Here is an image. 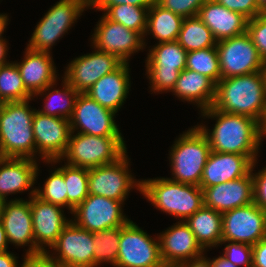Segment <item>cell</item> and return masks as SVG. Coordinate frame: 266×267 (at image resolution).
<instances>
[{
	"label": "cell",
	"mask_w": 266,
	"mask_h": 267,
	"mask_svg": "<svg viewBox=\"0 0 266 267\" xmlns=\"http://www.w3.org/2000/svg\"><path fill=\"white\" fill-rule=\"evenodd\" d=\"M201 116L216 120L211 132L205 124L197 125L206 135L211 151L245 155L253 162L257 161L263 141L262 125L257 120L246 115L224 113L213 107L201 111Z\"/></svg>",
	"instance_id": "cell-1"
},
{
	"label": "cell",
	"mask_w": 266,
	"mask_h": 267,
	"mask_svg": "<svg viewBox=\"0 0 266 267\" xmlns=\"http://www.w3.org/2000/svg\"><path fill=\"white\" fill-rule=\"evenodd\" d=\"M212 107L224 113L252 117L263 125L266 120V69L220 79Z\"/></svg>",
	"instance_id": "cell-2"
},
{
	"label": "cell",
	"mask_w": 266,
	"mask_h": 267,
	"mask_svg": "<svg viewBox=\"0 0 266 267\" xmlns=\"http://www.w3.org/2000/svg\"><path fill=\"white\" fill-rule=\"evenodd\" d=\"M30 101L4 102L0 112V157L36 160L32 128L36 109Z\"/></svg>",
	"instance_id": "cell-3"
},
{
	"label": "cell",
	"mask_w": 266,
	"mask_h": 267,
	"mask_svg": "<svg viewBox=\"0 0 266 267\" xmlns=\"http://www.w3.org/2000/svg\"><path fill=\"white\" fill-rule=\"evenodd\" d=\"M140 193L161 212L185 221L204 205L203 190L170 178L141 179Z\"/></svg>",
	"instance_id": "cell-4"
},
{
	"label": "cell",
	"mask_w": 266,
	"mask_h": 267,
	"mask_svg": "<svg viewBox=\"0 0 266 267\" xmlns=\"http://www.w3.org/2000/svg\"><path fill=\"white\" fill-rule=\"evenodd\" d=\"M169 153L173 181L200 186L203 169L211 152L209 141L196 125L176 138Z\"/></svg>",
	"instance_id": "cell-5"
},
{
	"label": "cell",
	"mask_w": 266,
	"mask_h": 267,
	"mask_svg": "<svg viewBox=\"0 0 266 267\" xmlns=\"http://www.w3.org/2000/svg\"><path fill=\"white\" fill-rule=\"evenodd\" d=\"M123 139L71 132L61 160L66 159V164L86 169L114 163L127 152Z\"/></svg>",
	"instance_id": "cell-6"
},
{
	"label": "cell",
	"mask_w": 266,
	"mask_h": 267,
	"mask_svg": "<svg viewBox=\"0 0 266 267\" xmlns=\"http://www.w3.org/2000/svg\"><path fill=\"white\" fill-rule=\"evenodd\" d=\"M90 0H59L35 26L27 48L33 51L51 52L55 43L70 30Z\"/></svg>",
	"instance_id": "cell-7"
},
{
	"label": "cell",
	"mask_w": 266,
	"mask_h": 267,
	"mask_svg": "<svg viewBox=\"0 0 266 267\" xmlns=\"http://www.w3.org/2000/svg\"><path fill=\"white\" fill-rule=\"evenodd\" d=\"M186 59L187 51L177 40L157 43L149 49L145 69L150 90L159 94L171 92L180 72L186 69Z\"/></svg>",
	"instance_id": "cell-8"
},
{
	"label": "cell",
	"mask_w": 266,
	"mask_h": 267,
	"mask_svg": "<svg viewBox=\"0 0 266 267\" xmlns=\"http://www.w3.org/2000/svg\"><path fill=\"white\" fill-rule=\"evenodd\" d=\"M131 219L120 227L119 252L114 267H160L159 237L153 238Z\"/></svg>",
	"instance_id": "cell-9"
},
{
	"label": "cell",
	"mask_w": 266,
	"mask_h": 267,
	"mask_svg": "<svg viewBox=\"0 0 266 267\" xmlns=\"http://www.w3.org/2000/svg\"><path fill=\"white\" fill-rule=\"evenodd\" d=\"M129 165L126 152L114 163L88 169L89 194L124 203L132 188L141 191V181L133 177L131 171H129Z\"/></svg>",
	"instance_id": "cell-10"
},
{
	"label": "cell",
	"mask_w": 266,
	"mask_h": 267,
	"mask_svg": "<svg viewBox=\"0 0 266 267\" xmlns=\"http://www.w3.org/2000/svg\"><path fill=\"white\" fill-rule=\"evenodd\" d=\"M221 79L264 71L266 63L247 33L216 43Z\"/></svg>",
	"instance_id": "cell-11"
},
{
	"label": "cell",
	"mask_w": 266,
	"mask_h": 267,
	"mask_svg": "<svg viewBox=\"0 0 266 267\" xmlns=\"http://www.w3.org/2000/svg\"><path fill=\"white\" fill-rule=\"evenodd\" d=\"M36 154L46 164H57L65 154L71 126L69 120L61 117L45 115L35 110L32 123ZM38 152V153H37Z\"/></svg>",
	"instance_id": "cell-12"
},
{
	"label": "cell",
	"mask_w": 266,
	"mask_h": 267,
	"mask_svg": "<svg viewBox=\"0 0 266 267\" xmlns=\"http://www.w3.org/2000/svg\"><path fill=\"white\" fill-rule=\"evenodd\" d=\"M123 202L99 195L89 194L72 212L71 220L90 232L122 227L130 219L123 214Z\"/></svg>",
	"instance_id": "cell-13"
},
{
	"label": "cell",
	"mask_w": 266,
	"mask_h": 267,
	"mask_svg": "<svg viewBox=\"0 0 266 267\" xmlns=\"http://www.w3.org/2000/svg\"><path fill=\"white\" fill-rule=\"evenodd\" d=\"M266 237V211L254 202L222 214V241L253 246Z\"/></svg>",
	"instance_id": "cell-14"
},
{
	"label": "cell",
	"mask_w": 266,
	"mask_h": 267,
	"mask_svg": "<svg viewBox=\"0 0 266 267\" xmlns=\"http://www.w3.org/2000/svg\"><path fill=\"white\" fill-rule=\"evenodd\" d=\"M94 28L92 46L99 51L115 55L128 63L131 55L146 47L145 38L120 23L109 20L104 14Z\"/></svg>",
	"instance_id": "cell-15"
},
{
	"label": "cell",
	"mask_w": 266,
	"mask_h": 267,
	"mask_svg": "<svg viewBox=\"0 0 266 267\" xmlns=\"http://www.w3.org/2000/svg\"><path fill=\"white\" fill-rule=\"evenodd\" d=\"M116 113L101 106L85 93H79L69 123L72 133L93 136L122 137L115 122ZM80 129V130H79Z\"/></svg>",
	"instance_id": "cell-16"
},
{
	"label": "cell",
	"mask_w": 266,
	"mask_h": 267,
	"mask_svg": "<svg viewBox=\"0 0 266 267\" xmlns=\"http://www.w3.org/2000/svg\"><path fill=\"white\" fill-rule=\"evenodd\" d=\"M50 249L55 251L49 252L50 257L62 267H94L93 233L80 228L72 220Z\"/></svg>",
	"instance_id": "cell-17"
},
{
	"label": "cell",
	"mask_w": 266,
	"mask_h": 267,
	"mask_svg": "<svg viewBox=\"0 0 266 267\" xmlns=\"http://www.w3.org/2000/svg\"><path fill=\"white\" fill-rule=\"evenodd\" d=\"M123 62L113 54L94 51L89 54L76 57L72 60L64 78L77 92L85 93L96 81L106 74L116 70Z\"/></svg>",
	"instance_id": "cell-18"
},
{
	"label": "cell",
	"mask_w": 266,
	"mask_h": 267,
	"mask_svg": "<svg viewBox=\"0 0 266 267\" xmlns=\"http://www.w3.org/2000/svg\"><path fill=\"white\" fill-rule=\"evenodd\" d=\"M35 253L47 251L71 220L64 215L62 207L44 202L36 195L30 197ZM46 245V246H45Z\"/></svg>",
	"instance_id": "cell-19"
},
{
	"label": "cell",
	"mask_w": 266,
	"mask_h": 267,
	"mask_svg": "<svg viewBox=\"0 0 266 267\" xmlns=\"http://www.w3.org/2000/svg\"><path fill=\"white\" fill-rule=\"evenodd\" d=\"M0 219L8 243L18 247L28 246L26 253H35L30 197L29 200L16 198L8 202L3 201L0 208Z\"/></svg>",
	"instance_id": "cell-20"
},
{
	"label": "cell",
	"mask_w": 266,
	"mask_h": 267,
	"mask_svg": "<svg viewBox=\"0 0 266 267\" xmlns=\"http://www.w3.org/2000/svg\"><path fill=\"white\" fill-rule=\"evenodd\" d=\"M204 206L223 214L254 202L252 170L239 179L203 189Z\"/></svg>",
	"instance_id": "cell-21"
},
{
	"label": "cell",
	"mask_w": 266,
	"mask_h": 267,
	"mask_svg": "<svg viewBox=\"0 0 266 267\" xmlns=\"http://www.w3.org/2000/svg\"><path fill=\"white\" fill-rule=\"evenodd\" d=\"M160 254L164 264H179L204 255L205 250L185 221H178L159 234Z\"/></svg>",
	"instance_id": "cell-22"
},
{
	"label": "cell",
	"mask_w": 266,
	"mask_h": 267,
	"mask_svg": "<svg viewBox=\"0 0 266 267\" xmlns=\"http://www.w3.org/2000/svg\"><path fill=\"white\" fill-rule=\"evenodd\" d=\"M37 160L29 158L0 157V201L7 196L31 189L29 197L36 194L35 181L40 171ZM33 188V189H32Z\"/></svg>",
	"instance_id": "cell-23"
},
{
	"label": "cell",
	"mask_w": 266,
	"mask_h": 267,
	"mask_svg": "<svg viewBox=\"0 0 266 267\" xmlns=\"http://www.w3.org/2000/svg\"><path fill=\"white\" fill-rule=\"evenodd\" d=\"M253 161L245 155L211 151L203 169L200 188L233 181L246 176Z\"/></svg>",
	"instance_id": "cell-24"
},
{
	"label": "cell",
	"mask_w": 266,
	"mask_h": 267,
	"mask_svg": "<svg viewBox=\"0 0 266 267\" xmlns=\"http://www.w3.org/2000/svg\"><path fill=\"white\" fill-rule=\"evenodd\" d=\"M129 72V62L122 63L116 70L96 81L85 94L101 106L117 113L129 93L131 86Z\"/></svg>",
	"instance_id": "cell-25"
},
{
	"label": "cell",
	"mask_w": 266,
	"mask_h": 267,
	"mask_svg": "<svg viewBox=\"0 0 266 267\" xmlns=\"http://www.w3.org/2000/svg\"><path fill=\"white\" fill-rule=\"evenodd\" d=\"M198 17L211 30L217 42L242 35L247 30L246 17L229 10L216 0H207L200 8Z\"/></svg>",
	"instance_id": "cell-26"
},
{
	"label": "cell",
	"mask_w": 266,
	"mask_h": 267,
	"mask_svg": "<svg viewBox=\"0 0 266 267\" xmlns=\"http://www.w3.org/2000/svg\"><path fill=\"white\" fill-rule=\"evenodd\" d=\"M21 62H15L26 89L34 95L57 82L56 66L51 52L33 51L25 48Z\"/></svg>",
	"instance_id": "cell-27"
},
{
	"label": "cell",
	"mask_w": 266,
	"mask_h": 267,
	"mask_svg": "<svg viewBox=\"0 0 266 267\" xmlns=\"http://www.w3.org/2000/svg\"><path fill=\"white\" fill-rule=\"evenodd\" d=\"M171 92L182 101L194 103L203 111L213 106L216 83L208 76L185 69L180 72Z\"/></svg>",
	"instance_id": "cell-28"
},
{
	"label": "cell",
	"mask_w": 266,
	"mask_h": 267,
	"mask_svg": "<svg viewBox=\"0 0 266 267\" xmlns=\"http://www.w3.org/2000/svg\"><path fill=\"white\" fill-rule=\"evenodd\" d=\"M197 242L206 251L217 247L222 241V214L202 206L192 216L185 220Z\"/></svg>",
	"instance_id": "cell-29"
},
{
	"label": "cell",
	"mask_w": 266,
	"mask_h": 267,
	"mask_svg": "<svg viewBox=\"0 0 266 267\" xmlns=\"http://www.w3.org/2000/svg\"><path fill=\"white\" fill-rule=\"evenodd\" d=\"M183 17L160 6L156 1L148 9L147 34L153 35L158 43L176 41L181 30Z\"/></svg>",
	"instance_id": "cell-30"
},
{
	"label": "cell",
	"mask_w": 266,
	"mask_h": 267,
	"mask_svg": "<svg viewBox=\"0 0 266 267\" xmlns=\"http://www.w3.org/2000/svg\"><path fill=\"white\" fill-rule=\"evenodd\" d=\"M56 83L57 82L47 86L44 90L33 95V98L38 95H46L44 96L45 104L43 108L40 110L38 109L37 111L45 115L66 118L69 120L72 116L79 92H77L64 78L62 80V89L52 90L53 86L57 85Z\"/></svg>",
	"instance_id": "cell-31"
},
{
	"label": "cell",
	"mask_w": 266,
	"mask_h": 267,
	"mask_svg": "<svg viewBox=\"0 0 266 267\" xmlns=\"http://www.w3.org/2000/svg\"><path fill=\"white\" fill-rule=\"evenodd\" d=\"M177 41L187 52L214 47L217 43L198 16L183 19Z\"/></svg>",
	"instance_id": "cell-32"
},
{
	"label": "cell",
	"mask_w": 266,
	"mask_h": 267,
	"mask_svg": "<svg viewBox=\"0 0 266 267\" xmlns=\"http://www.w3.org/2000/svg\"><path fill=\"white\" fill-rule=\"evenodd\" d=\"M0 100L3 102L33 100V95L26 89L15 61L0 66Z\"/></svg>",
	"instance_id": "cell-33"
},
{
	"label": "cell",
	"mask_w": 266,
	"mask_h": 267,
	"mask_svg": "<svg viewBox=\"0 0 266 267\" xmlns=\"http://www.w3.org/2000/svg\"><path fill=\"white\" fill-rule=\"evenodd\" d=\"M58 169L63 173L67 192V208L72 214L73 210L89 195L88 169L66 164Z\"/></svg>",
	"instance_id": "cell-34"
},
{
	"label": "cell",
	"mask_w": 266,
	"mask_h": 267,
	"mask_svg": "<svg viewBox=\"0 0 266 267\" xmlns=\"http://www.w3.org/2000/svg\"><path fill=\"white\" fill-rule=\"evenodd\" d=\"M130 4L110 6L104 15L111 21L125 26L127 29L138 32L143 38L147 27L148 9Z\"/></svg>",
	"instance_id": "cell-35"
},
{
	"label": "cell",
	"mask_w": 266,
	"mask_h": 267,
	"mask_svg": "<svg viewBox=\"0 0 266 267\" xmlns=\"http://www.w3.org/2000/svg\"><path fill=\"white\" fill-rule=\"evenodd\" d=\"M120 242V227L93 232L94 267L102 263L116 265Z\"/></svg>",
	"instance_id": "cell-36"
},
{
	"label": "cell",
	"mask_w": 266,
	"mask_h": 267,
	"mask_svg": "<svg viewBox=\"0 0 266 267\" xmlns=\"http://www.w3.org/2000/svg\"><path fill=\"white\" fill-rule=\"evenodd\" d=\"M186 69L208 76L217 84L221 71L216 46L187 52Z\"/></svg>",
	"instance_id": "cell-37"
},
{
	"label": "cell",
	"mask_w": 266,
	"mask_h": 267,
	"mask_svg": "<svg viewBox=\"0 0 266 267\" xmlns=\"http://www.w3.org/2000/svg\"><path fill=\"white\" fill-rule=\"evenodd\" d=\"M63 173L54 168V171L44 182L43 189L36 188V196L44 202L67 208V192Z\"/></svg>",
	"instance_id": "cell-38"
},
{
	"label": "cell",
	"mask_w": 266,
	"mask_h": 267,
	"mask_svg": "<svg viewBox=\"0 0 266 267\" xmlns=\"http://www.w3.org/2000/svg\"><path fill=\"white\" fill-rule=\"evenodd\" d=\"M246 33L256 46L260 57L266 63V13L248 20Z\"/></svg>",
	"instance_id": "cell-39"
},
{
	"label": "cell",
	"mask_w": 266,
	"mask_h": 267,
	"mask_svg": "<svg viewBox=\"0 0 266 267\" xmlns=\"http://www.w3.org/2000/svg\"><path fill=\"white\" fill-rule=\"evenodd\" d=\"M222 244H225L222 256L228 261L237 267H252V246L232 241H221L220 245Z\"/></svg>",
	"instance_id": "cell-40"
},
{
	"label": "cell",
	"mask_w": 266,
	"mask_h": 267,
	"mask_svg": "<svg viewBox=\"0 0 266 267\" xmlns=\"http://www.w3.org/2000/svg\"><path fill=\"white\" fill-rule=\"evenodd\" d=\"M160 6L183 18L198 16L207 0H155Z\"/></svg>",
	"instance_id": "cell-41"
},
{
	"label": "cell",
	"mask_w": 266,
	"mask_h": 267,
	"mask_svg": "<svg viewBox=\"0 0 266 267\" xmlns=\"http://www.w3.org/2000/svg\"><path fill=\"white\" fill-rule=\"evenodd\" d=\"M231 11L238 12L248 20L261 14L258 0H216Z\"/></svg>",
	"instance_id": "cell-42"
},
{
	"label": "cell",
	"mask_w": 266,
	"mask_h": 267,
	"mask_svg": "<svg viewBox=\"0 0 266 267\" xmlns=\"http://www.w3.org/2000/svg\"><path fill=\"white\" fill-rule=\"evenodd\" d=\"M256 163L257 161L253 162L251 169L253 175L254 203L266 211V167L253 173Z\"/></svg>",
	"instance_id": "cell-43"
},
{
	"label": "cell",
	"mask_w": 266,
	"mask_h": 267,
	"mask_svg": "<svg viewBox=\"0 0 266 267\" xmlns=\"http://www.w3.org/2000/svg\"><path fill=\"white\" fill-rule=\"evenodd\" d=\"M48 250L38 253H25L22 264L17 267H62L55 260H53Z\"/></svg>",
	"instance_id": "cell-44"
},
{
	"label": "cell",
	"mask_w": 266,
	"mask_h": 267,
	"mask_svg": "<svg viewBox=\"0 0 266 267\" xmlns=\"http://www.w3.org/2000/svg\"><path fill=\"white\" fill-rule=\"evenodd\" d=\"M155 0H90L88 9H96L105 12L110 6L130 4L137 7H150Z\"/></svg>",
	"instance_id": "cell-45"
},
{
	"label": "cell",
	"mask_w": 266,
	"mask_h": 267,
	"mask_svg": "<svg viewBox=\"0 0 266 267\" xmlns=\"http://www.w3.org/2000/svg\"><path fill=\"white\" fill-rule=\"evenodd\" d=\"M252 267H266V237L252 246Z\"/></svg>",
	"instance_id": "cell-46"
},
{
	"label": "cell",
	"mask_w": 266,
	"mask_h": 267,
	"mask_svg": "<svg viewBox=\"0 0 266 267\" xmlns=\"http://www.w3.org/2000/svg\"><path fill=\"white\" fill-rule=\"evenodd\" d=\"M206 257L205 255L196 258L191 259L189 261H185L179 264H176L178 267H212V264L210 262V258Z\"/></svg>",
	"instance_id": "cell-47"
},
{
	"label": "cell",
	"mask_w": 266,
	"mask_h": 267,
	"mask_svg": "<svg viewBox=\"0 0 266 267\" xmlns=\"http://www.w3.org/2000/svg\"><path fill=\"white\" fill-rule=\"evenodd\" d=\"M18 260L14 253L9 251L0 253V267H17Z\"/></svg>",
	"instance_id": "cell-48"
},
{
	"label": "cell",
	"mask_w": 266,
	"mask_h": 267,
	"mask_svg": "<svg viewBox=\"0 0 266 267\" xmlns=\"http://www.w3.org/2000/svg\"><path fill=\"white\" fill-rule=\"evenodd\" d=\"M212 267H237L232 262L228 261L224 256H218L217 258L210 259Z\"/></svg>",
	"instance_id": "cell-49"
},
{
	"label": "cell",
	"mask_w": 266,
	"mask_h": 267,
	"mask_svg": "<svg viewBox=\"0 0 266 267\" xmlns=\"http://www.w3.org/2000/svg\"><path fill=\"white\" fill-rule=\"evenodd\" d=\"M7 42L6 40H0V66L10 63L6 59L9 49Z\"/></svg>",
	"instance_id": "cell-50"
},
{
	"label": "cell",
	"mask_w": 266,
	"mask_h": 267,
	"mask_svg": "<svg viewBox=\"0 0 266 267\" xmlns=\"http://www.w3.org/2000/svg\"><path fill=\"white\" fill-rule=\"evenodd\" d=\"M8 240L6 237V232L3 228L1 219H0V253L8 251Z\"/></svg>",
	"instance_id": "cell-51"
},
{
	"label": "cell",
	"mask_w": 266,
	"mask_h": 267,
	"mask_svg": "<svg viewBox=\"0 0 266 267\" xmlns=\"http://www.w3.org/2000/svg\"><path fill=\"white\" fill-rule=\"evenodd\" d=\"M8 15L7 14H0V40H5V38L2 37V34L4 33V30L6 29V26H8Z\"/></svg>",
	"instance_id": "cell-52"
},
{
	"label": "cell",
	"mask_w": 266,
	"mask_h": 267,
	"mask_svg": "<svg viewBox=\"0 0 266 267\" xmlns=\"http://www.w3.org/2000/svg\"><path fill=\"white\" fill-rule=\"evenodd\" d=\"M261 13H266V0H258Z\"/></svg>",
	"instance_id": "cell-53"
},
{
	"label": "cell",
	"mask_w": 266,
	"mask_h": 267,
	"mask_svg": "<svg viewBox=\"0 0 266 267\" xmlns=\"http://www.w3.org/2000/svg\"><path fill=\"white\" fill-rule=\"evenodd\" d=\"M262 136H266V120L264 122V124L262 125Z\"/></svg>",
	"instance_id": "cell-54"
},
{
	"label": "cell",
	"mask_w": 266,
	"mask_h": 267,
	"mask_svg": "<svg viewBox=\"0 0 266 267\" xmlns=\"http://www.w3.org/2000/svg\"><path fill=\"white\" fill-rule=\"evenodd\" d=\"M160 267H178L177 265L175 264H163L162 266Z\"/></svg>",
	"instance_id": "cell-55"
},
{
	"label": "cell",
	"mask_w": 266,
	"mask_h": 267,
	"mask_svg": "<svg viewBox=\"0 0 266 267\" xmlns=\"http://www.w3.org/2000/svg\"><path fill=\"white\" fill-rule=\"evenodd\" d=\"M3 104H4V102L0 100V112H1V109L3 107Z\"/></svg>",
	"instance_id": "cell-56"
}]
</instances>
